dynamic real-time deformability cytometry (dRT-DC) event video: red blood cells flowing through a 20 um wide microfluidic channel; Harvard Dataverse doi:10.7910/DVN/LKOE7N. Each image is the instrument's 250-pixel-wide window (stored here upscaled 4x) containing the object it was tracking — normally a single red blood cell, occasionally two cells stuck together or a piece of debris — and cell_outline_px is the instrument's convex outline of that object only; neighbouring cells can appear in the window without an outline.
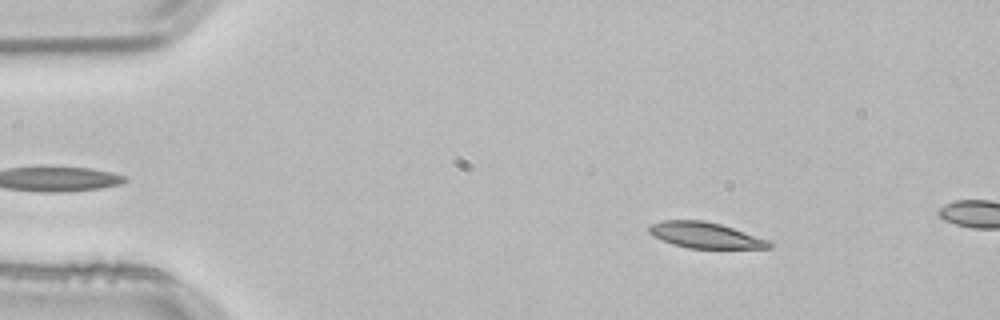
{"species": "common noctule bat (a hibernating species)", "species_latin": "Nyctalus noctula", "temperature_condition": "room temperature", "stored_images_in_passage": 12, "camera_frame_rate_fps": 3000, "um_per_image_px": 0.085, "animal": {"sex": "male", "body_mass_g": 21.5, "forearm_length_mm": 52.0}, "frame": {"image": 1, "passage_image": 7, "time_ms": 2.0, "image_size_px": [1000, 320], "cell_outline_px": [[772, 248], [688, 248], [672, 244], [652, 236], [648, 232], [648, 228], [652, 224], [664, 220], [704, 220], [720, 224], [768, 240], [772, 244]], "centroid_in_image_um": [59.9, 19.99], "position_along_channel_um": 25.1, "area_um2": 17.92}}